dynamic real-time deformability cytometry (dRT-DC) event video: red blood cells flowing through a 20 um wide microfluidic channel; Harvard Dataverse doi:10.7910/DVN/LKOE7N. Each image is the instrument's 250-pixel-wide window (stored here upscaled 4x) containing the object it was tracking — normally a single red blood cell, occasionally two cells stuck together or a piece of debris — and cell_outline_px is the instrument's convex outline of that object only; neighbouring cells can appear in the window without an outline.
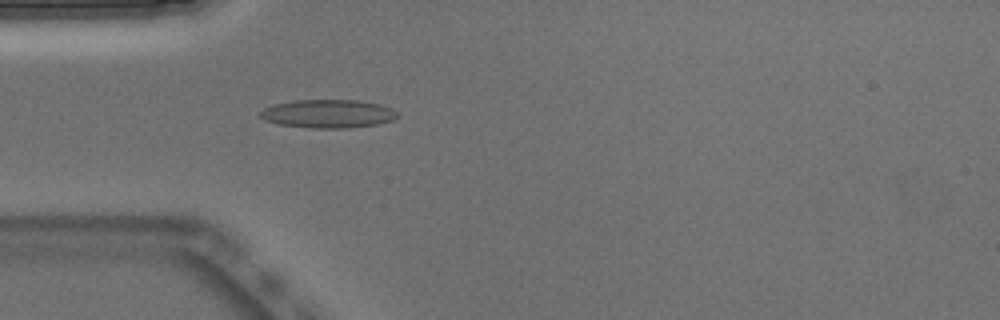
{"species": "Egyptian fruit bat (a non-hibernating species)", "species_latin": "Rousettus aegyptiacus", "temperature_condition": "warm", "stored_images_in_passage": 51, "camera_frame_rate_fps": 3000, "um_per_image_px": 0.085, "animal": {"sex": "male"}, "frame": {"image": 1, "passage_image": 15, "time_ms": 4.667, "image_size_px": [1000, 320], "cell_outline_px": [[396, 116], [392, 120], [380, 124], [348, 128], [312, 128], [280, 124], [264, 120], [260, 116], [260, 112], [264, 108], [276, 104], [292, 100], [356, 100], [380, 104], [392, 108], [396, 112]], "centroid_in_image_um": [27.89, 9.67], "position_along_channel_um": 57.1, "area_um2": 22.6}, "authors_computed_cell_mechanics": {"area_um2": 20.8658, "velocity_mm_per_s": 3.9298, "shape_relaxation_time_tau1_ms": null, "shape_relaxation_time_tau2_ms": 1.1756, "deformation_change_tau1": null, "deformation_change_tau2": 0.093}}